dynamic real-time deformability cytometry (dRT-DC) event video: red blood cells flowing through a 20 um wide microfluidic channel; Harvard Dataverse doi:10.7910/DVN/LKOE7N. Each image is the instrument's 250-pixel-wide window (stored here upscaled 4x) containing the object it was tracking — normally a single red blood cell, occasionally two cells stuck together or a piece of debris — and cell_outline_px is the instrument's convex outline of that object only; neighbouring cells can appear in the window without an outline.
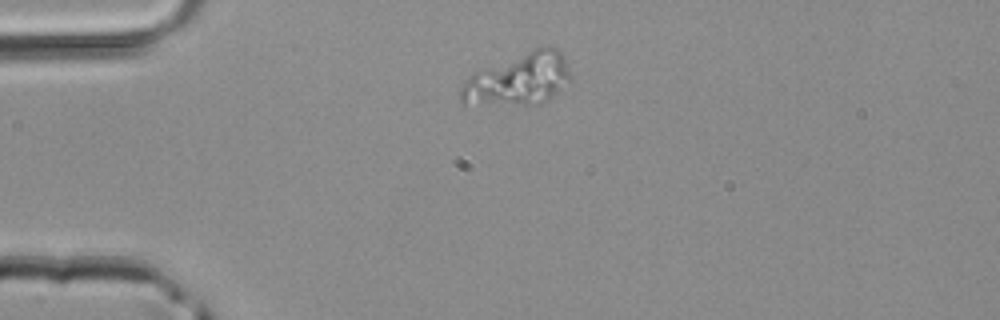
{"species": "common noctule bat (a hibernating species)", "species_latin": "Nyctalus noctula", "temperature_condition": "room temperature", "stored_images_in_passage": 2, "camera_frame_rate_fps": 3000, "um_per_image_px": 0.085, "animal": {"sex": "male", "body_mass_g": 20.4}, "frame": {"image": 1, "passage_image": 1, "time_ms": 0.0, "image_size_px": [1000, 320], "cell_outline_px": [[572, 76], [548, 100], [540, 104], [460, 104], [460, 88], [464, 80], [476, 72], [536, 48], [548, 44], [552, 44], [564, 56]], "centroid_in_image_um": [44.08, 6.74], "position_along_channel_um": 40.9, "area_um2": 32.83}}